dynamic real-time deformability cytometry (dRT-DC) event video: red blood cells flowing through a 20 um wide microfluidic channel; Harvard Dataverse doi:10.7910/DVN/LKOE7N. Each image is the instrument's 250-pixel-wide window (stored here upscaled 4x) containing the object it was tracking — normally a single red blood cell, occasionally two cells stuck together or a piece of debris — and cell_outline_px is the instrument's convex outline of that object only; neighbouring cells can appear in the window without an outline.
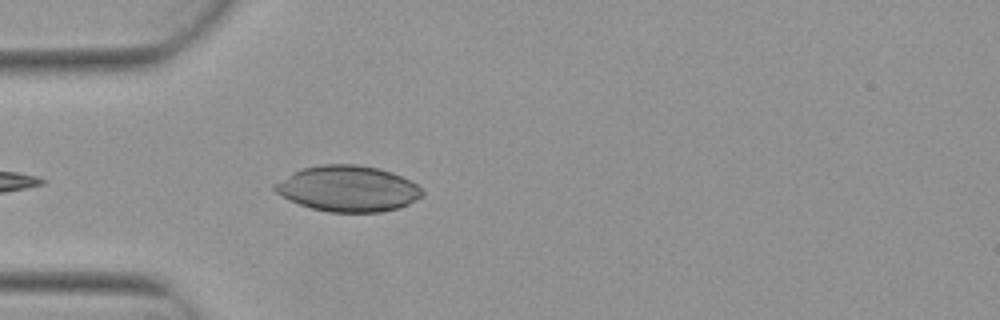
{"species": "Egyptian fruit bat (a non-hibernating species)", "species_latin": "Rousettus aegyptiacus", "temperature_condition": "warm", "stored_images_in_passage": 6, "camera_frame_rate_fps": 3000, "um_per_image_px": 0.085, "animal": {"sex": "female"}, "frame": {"image": 1, "passage_image": 6, "time_ms": 1.667, "image_size_px": [1000, 320], "cell_outline_px": [[424, 196], [400, 208], [380, 212], [328, 212], [312, 208], [300, 204], [276, 192], [272, 188], [272, 184], [304, 168], [320, 164], [356, 164], [380, 168], [392, 172], [416, 184], [424, 192]], "centroid_in_image_um": [29.61, 16.03], "position_along_channel_um": 55.4, "area_um2": 39.19}}